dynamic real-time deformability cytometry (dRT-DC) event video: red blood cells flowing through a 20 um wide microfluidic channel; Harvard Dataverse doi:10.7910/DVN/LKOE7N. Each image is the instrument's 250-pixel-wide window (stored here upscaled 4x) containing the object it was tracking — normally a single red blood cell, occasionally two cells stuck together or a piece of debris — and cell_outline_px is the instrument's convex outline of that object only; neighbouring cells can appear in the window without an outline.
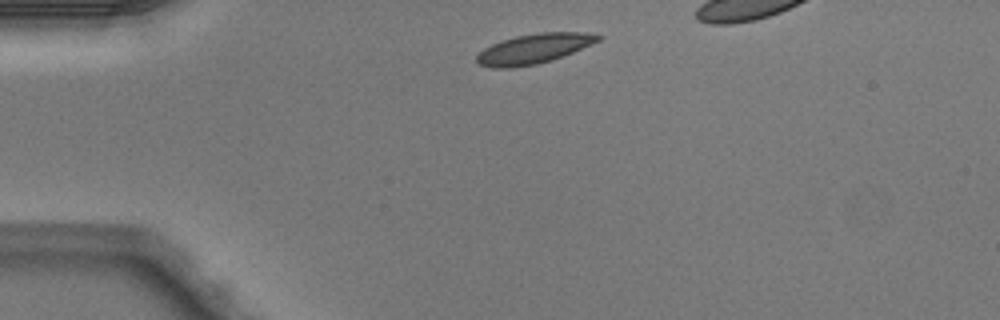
{"species": "Egyptian fruit bat (a non-hibernating species)", "species_latin": "Rousettus aegyptiacus", "temperature_condition": "warm", "stored_images_in_passage": 4, "camera_frame_rate_fps": 3000, "um_per_image_px": 0.085, "animal": {"sex": "male"}, "frame": {"image": 1, "passage_image": 1, "time_ms": 0.0, "image_size_px": [1000, 320], "cell_outline_px": [[604, 36], [600, 40], [592, 44], [564, 56], [552, 60], [536, 64], [512, 68], [492, 68], [476, 64], [476, 56], [484, 48], [492, 44], [516, 36], [540, 32], [584, 32]], "centroid_in_image_um": [45.38, 4.15], "position_along_channel_um": 39.6, "area_um2": 21.15}}
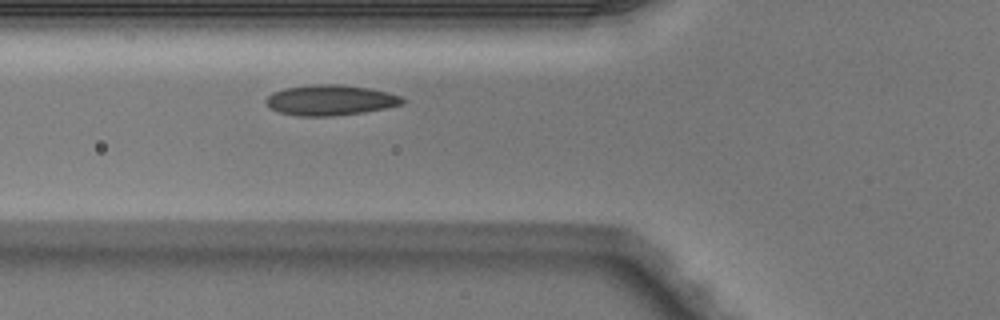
{"frame": {"image": 2, "passage_image": 4, "time_ms": 1.0, "image_size_px": [1000, 320], "cell_outline_px": [[408, 100], [404, 104], [388, 108], [364, 112], [332, 116], [296, 116], [276, 112], [268, 108], [264, 100], [272, 92], [284, 88], [312, 84], [340, 84], [368, 88], [388, 92], [404, 96]], "centroid_in_image_um": [28.09, 8.51], "position_along_channel_um": 97.7, "area_um2": 24.8}}